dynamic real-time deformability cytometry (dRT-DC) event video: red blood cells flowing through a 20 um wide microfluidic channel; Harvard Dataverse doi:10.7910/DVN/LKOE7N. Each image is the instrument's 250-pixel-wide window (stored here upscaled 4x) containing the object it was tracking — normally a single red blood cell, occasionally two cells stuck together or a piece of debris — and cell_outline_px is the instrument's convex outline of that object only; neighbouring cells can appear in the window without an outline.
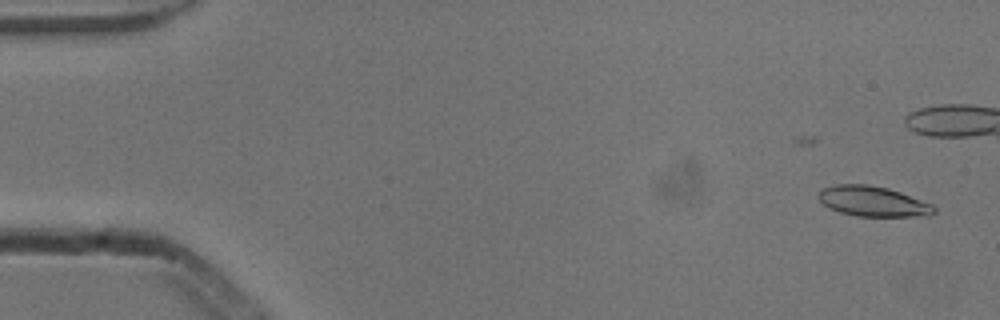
{"species": "common noctule bat (a hibernating species)", "species_latin": "Nyctalus noctula", "temperature_condition": "cold", "stored_images_in_passage": 48, "camera_frame_rate_fps": 3000, "um_per_image_px": 0.085, "animal": {"sex": "male", "body_mass_g": 13.3}, "frame": {"image": 1, "passage_image": 2, "time_ms": 0.333, "image_size_px": [1000, 320], "cell_outline_px": [[936, 212], [932, 216], [856, 216], [840, 212], [828, 208], [816, 196], [824, 188], [836, 184], [868, 184], [888, 188], [900, 192], [932, 204], [936, 208]], "centroid_in_image_um": [74.22, 17.12], "position_along_channel_um": 10.8, "area_um2": 20.4}}
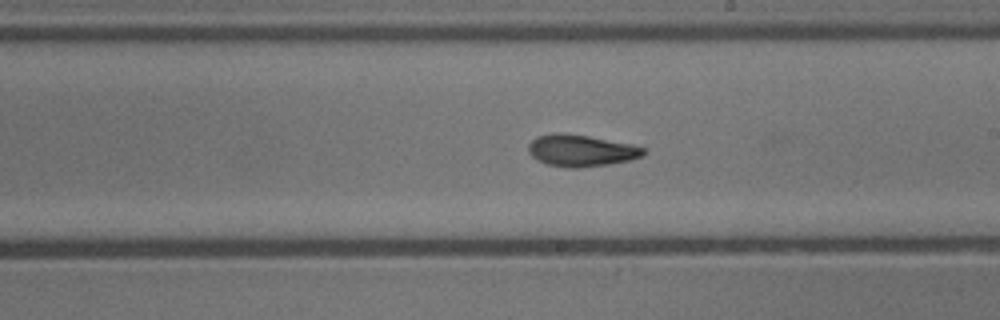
{"frame": {"image": 2, "passage_image": 30, "time_ms": 9.667, "image_size_px": [1000, 320], "cell_outline_px": [[648, 152], [644, 156], [632, 160], [608, 164], [580, 168], [568, 168], [548, 164], [536, 160], [528, 152], [528, 144], [536, 136], [556, 132], [588, 136], [632, 144], [644, 148]], "centroid_in_image_um": [49.41, 12.8], "position_along_channel_um": 239.6, "area_um2": 21.5}}
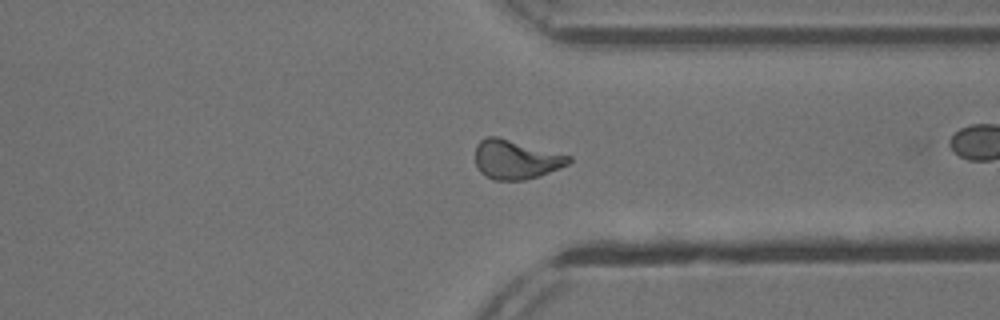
{"frame": {"image": 3, "passage_image": 40, "time_ms": 13.0, "image_size_px": [1000, 320], "cell_outline_px": [[572, 160], [568, 164], [548, 172], [524, 180], [492, 180], [484, 176], [480, 172], [476, 164], [476, 144], [480, 140], [488, 136], [496, 136], [572, 156]], "centroid_in_image_um": [43.82, 13.56], "position_along_channel_um": 367.6, "area_um2": 21.15}, "authors_computed_cell_mechanics": {"area_um2": 20.6924, "velocity_mm_per_s": 3.8723, "shape_relaxation_time_tau1_ms": 5.5082, "shape_relaxation_time_tau2_ms": 2.8316, "deformation_change_tau1": 0.1558, "deformation_change_tau2": 0.0951}}